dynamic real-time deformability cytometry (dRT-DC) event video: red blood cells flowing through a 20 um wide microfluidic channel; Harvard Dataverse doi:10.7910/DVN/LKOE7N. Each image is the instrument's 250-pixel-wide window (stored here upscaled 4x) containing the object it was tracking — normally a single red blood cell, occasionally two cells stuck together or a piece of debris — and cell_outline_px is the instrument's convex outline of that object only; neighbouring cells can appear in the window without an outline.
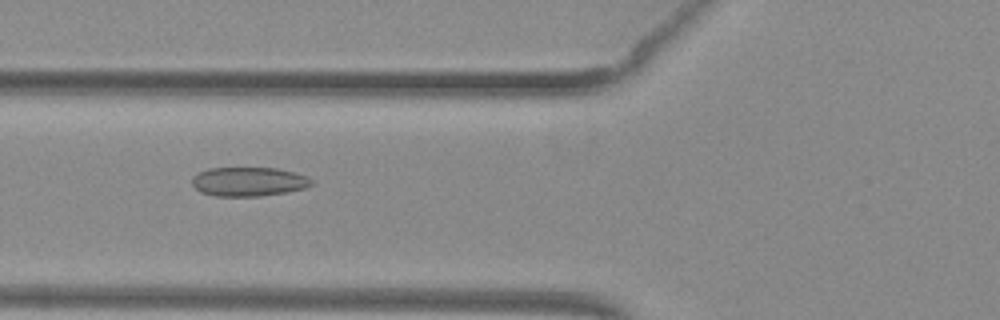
{"species": "common noctule bat (a hibernating species)", "species_latin": "Nyctalus noctula", "temperature_condition": "warm", "stored_images_in_passage": 34, "camera_frame_rate_fps": 3000, "um_per_image_px": 0.085, "animal": {"sex": "female", "body_mass_g": 29.2, "forearm_length_mm": 56.3}, "frame": {"image": 1, "passage_image": 3, "time_ms": 0.667, "image_size_px": [1000, 320], "cell_outline_px": [[312, 184], [304, 188], [288, 192], [260, 196], [216, 196], [200, 192], [192, 184], [192, 176], [208, 168], [276, 168], [308, 176], [312, 180]], "centroid_in_image_um": [21.12, 15.44], "position_along_channel_um": 104.7, "area_um2": 20.23}}
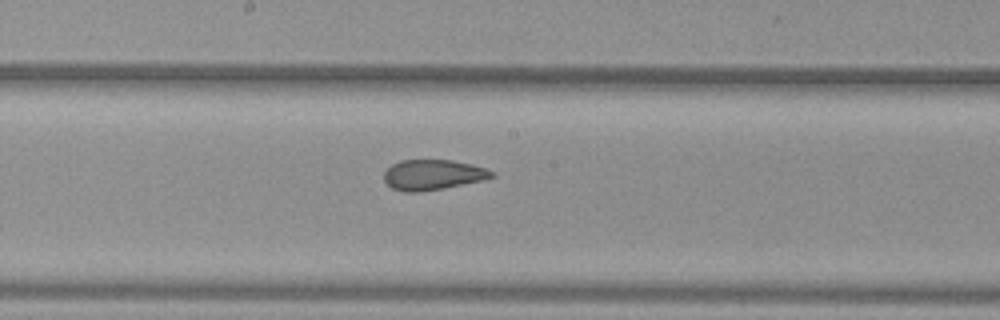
{"frame": {"image": 2, "passage_image": 11, "time_ms": 3.333, "image_size_px": [1000, 320], "cell_outline_px": [[496, 176], [484, 180], [444, 188], [420, 192], [404, 192], [392, 188], [384, 180], [384, 172], [392, 164], [400, 160], [452, 160], [472, 164], [496, 172]], "centroid_in_image_um": [36.81, 14.86], "position_along_channel_um": 211.4, "area_um2": 19.13}}
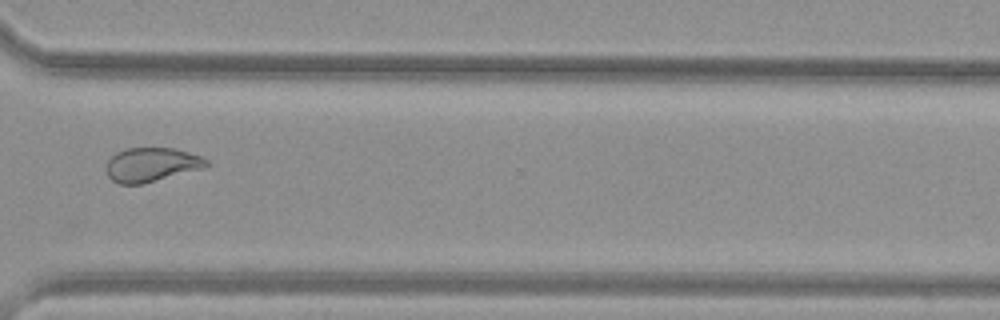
{"frame": {"image": 3, "passage_image": 22, "time_ms": 7.0, "image_size_px": [1000, 320], "cell_outline_px": [[208, 164], [200, 168], [144, 184], [120, 184], [112, 180], [108, 176], [104, 168], [108, 160], [116, 152], [124, 148], [176, 148], [200, 156], [208, 160]], "centroid_in_image_um": [12.8, 13.99], "position_along_channel_um": 357.8, "area_um2": 19.83}}